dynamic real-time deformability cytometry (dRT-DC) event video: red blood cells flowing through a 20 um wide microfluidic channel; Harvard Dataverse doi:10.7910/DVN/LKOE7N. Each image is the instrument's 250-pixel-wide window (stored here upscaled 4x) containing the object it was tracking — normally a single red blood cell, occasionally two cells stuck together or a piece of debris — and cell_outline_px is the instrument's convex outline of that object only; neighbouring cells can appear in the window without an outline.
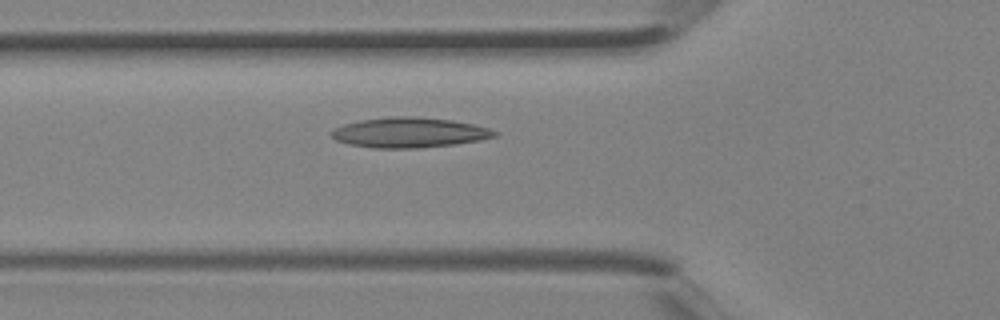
{"species": "Egyptian fruit bat (a non-hibernating species)", "species_latin": "Rousettus aegyptiacus", "temperature_condition": "room temperature", "stored_images_in_passage": 5, "camera_frame_rate_fps": 3000, "um_per_image_px": 0.085, "animal": {"sex": "female"}, "frame": {"image": 1, "passage_image": 5, "time_ms": 1.333, "image_size_px": [1000, 320], "cell_outline_px": [[500, 132], [496, 136], [480, 140], [452, 144], [420, 148], [372, 148], [348, 144], [336, 140], [332, 136], [332, 132], [336, 128], [344, 124], [360, 120], [392, 116], [416, 116], [452, 120], [472, 124], [488, 128]], "centroid_in_image_um": [34.8, 11.26], "position_along_channel_um": 91.0, "area_um2": 28.55}}